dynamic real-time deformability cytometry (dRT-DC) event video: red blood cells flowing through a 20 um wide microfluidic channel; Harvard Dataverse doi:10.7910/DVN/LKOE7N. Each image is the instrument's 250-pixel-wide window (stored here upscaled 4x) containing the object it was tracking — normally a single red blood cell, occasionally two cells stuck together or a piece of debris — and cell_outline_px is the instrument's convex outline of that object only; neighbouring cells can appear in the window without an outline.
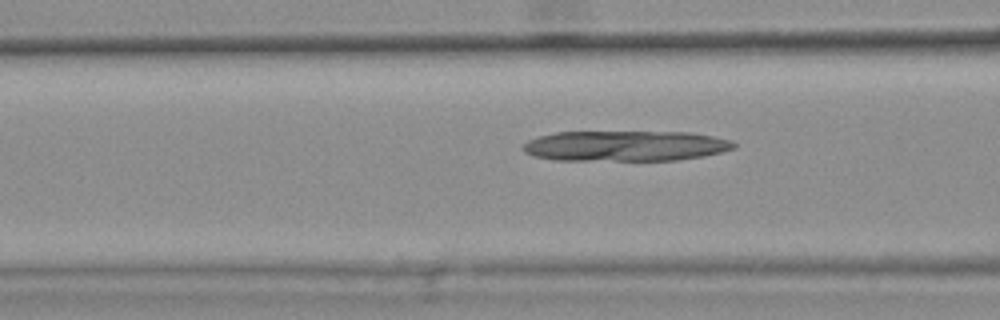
{"species": "common noctule bat (a hibernating species)", "species_latin": "Nyctalus noctula", "temperature_condition": "warm", "stored_images_in_passage": 40, "camera_frame_rate_fps": 3000, "um_per_image_px": 0.085, "animal": {"sex": "female", "body_mass_g": 25.1}, "frame": {"image": 1, "passage_image": 13, "time_ms": 4.0, "image_size_px": [1000, 320], "cell_outline_px": [[736, 148], [704, 156], [676, 160], [556, 160], [536, 156], [524, 152], [520, 148], [528, 140], [540, 136], [556, 132], [692, 132], [732, 140], [736, 144]], "centroid_in_image_um": [53.18, 12.4], "position_along_channel_um": 113.4, "area_um2": 37.45}}